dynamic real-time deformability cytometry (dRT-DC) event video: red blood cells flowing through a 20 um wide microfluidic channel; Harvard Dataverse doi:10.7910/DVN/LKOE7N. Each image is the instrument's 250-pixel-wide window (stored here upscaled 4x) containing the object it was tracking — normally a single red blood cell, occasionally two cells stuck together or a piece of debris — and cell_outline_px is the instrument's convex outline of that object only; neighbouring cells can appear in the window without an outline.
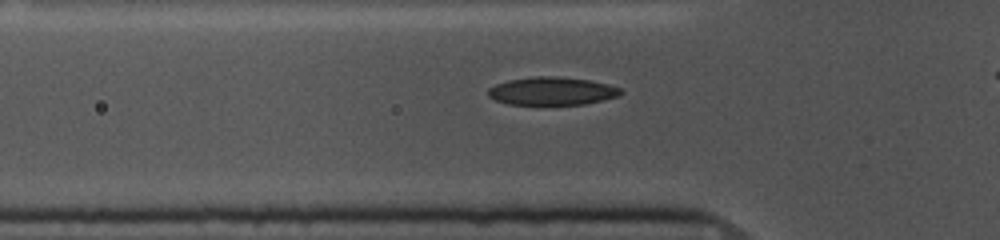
{"species": "common noctule bat (a hibernating species)", "species_latin": "Nyctalus noctula", "temperature_condition": "cold", "stored_images_in_passage": 37, "camera_frame_rate_fps": 3000, "um_per_image_px": 0.085, "animal": {"sex": "female", "body_mass_g": 10.0, "forearm_length_mm": 53.1}, "frame": {"image": 1, "passage_image": 10, "time_ms": 3.0, "image_size_px": [1000, 240], "cell_outline_px": [[624, 92], [620, 96], [584, 104], [508, 104], [496, 100], [488, 96], [488, 88], [496, 84], [508, 80], [532, 76], [556, 76], [592, 80], [608, 84], [620, 88]], "centroid_in_image_um": [46.94, 7.73], "position_along_channel_um": 78.9, "area_um2": 21.73}}
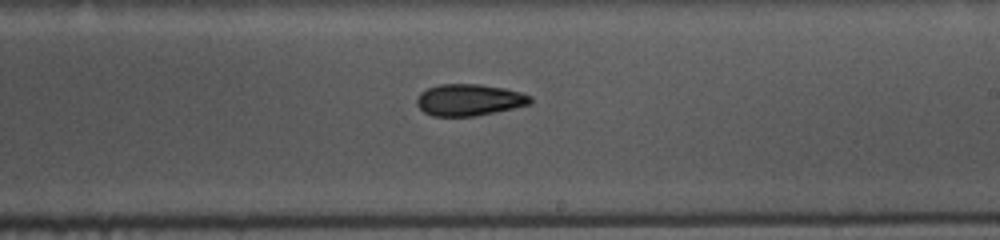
{"frame": {"image": 2, "passage_image": 24, "time_ms": 7.667, "image_size_px": [1000, 240], "cell_outline_px": [[532, 104], [476, 116], [432, 116], [424, 112], [416, 104], [416, 96], [420, 92], [428, 88], [440, 84], [480, 84], [504, 88], [520, 92], [532, 96]], "centroid_in_image_um": [39.87, 8.49], "position_along_channel_um": 249.1, "area_um2": 21.1}}
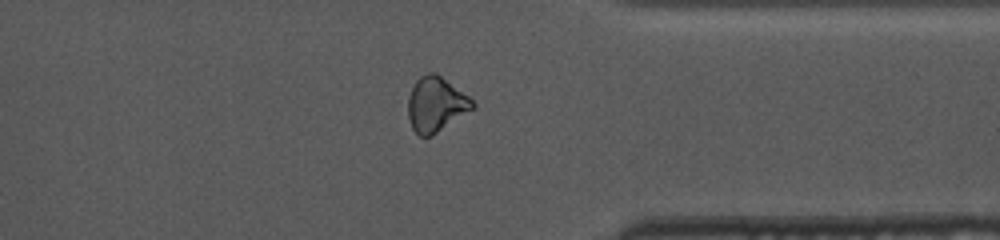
{"frame": {"image": 3, "passage_image": 35, "time_ms": 11.333, "image_size_px": [1000, 240], "cell_outline_px": [[476, 108], [436, 132], [428, 136], [420, 136], [412, 128], [408, 116], [408, 96], [416, 80], [420, 76], [428, 72], [432, 72], [440, 76], [468, 96], [476, 104]], "centroid_in_image_um": [37.05, 8.86], "position_along_channel_um": 374.4, "area_um2": 20.29}}